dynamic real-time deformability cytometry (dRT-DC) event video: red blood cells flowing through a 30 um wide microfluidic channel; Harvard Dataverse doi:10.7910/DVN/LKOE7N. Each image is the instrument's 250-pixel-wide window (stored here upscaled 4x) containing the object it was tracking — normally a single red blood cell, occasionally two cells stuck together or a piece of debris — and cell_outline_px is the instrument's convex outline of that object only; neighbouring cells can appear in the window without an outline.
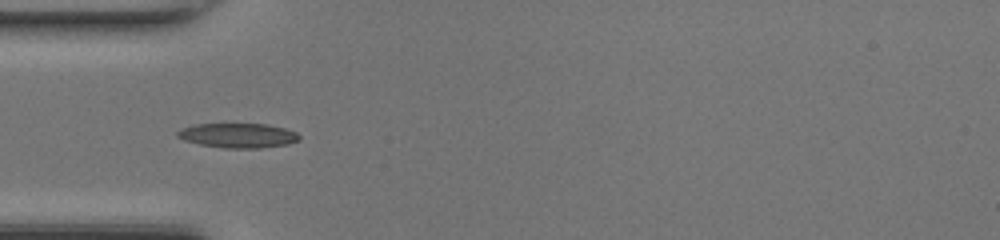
{"species": "common noctule bat (a hibernating species)", "species_latin": "Nyctalus noctula", "temperature_condition": "room temperature", "stored_images_in_passage": 35, "camera_frame_rate_fps": 3000, "um_per_image_px": 0.085, "animal": {"sex": "female", "body_mass_g": 17.0, "forearm_length_mm": 48.0}, "frame": {"image": 1, "passage_image": 3, "time_ms": 0.667, "image_size_px": [1000, 240], "cell_outline_px": [[300, 140], [288, 144], [260, 148], [224, 148], [200, 144], [184, 140], [176, 136], [176, 132], [184, 128], [196, 124], [268, 124], [284, 128], [296, 132], [300, 136]], "centroid_in_image_um": [20.26, 11.52], "position_along_channel_um": 64.7, "area_um2": 17.4}}
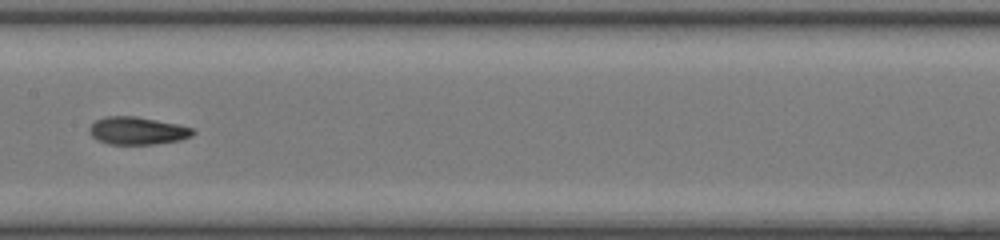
{"frame": {"image": 2, "passage_image": 12, "time_ms": 3.667, "image_size_px": [1000, 240], "cell_outline_px": [[196, 132], [192, 136], [180, 140], [152, 144], [108, 144], [96, 140], [88, 132], [88, 128], [96, 120], [104, 116], [136, 116], [176, 124], [192, 128]], "centroid_in_image_um": [11.64, 11.11], "position_along_channel_um": 195.8, "area_um2": 16.7}}
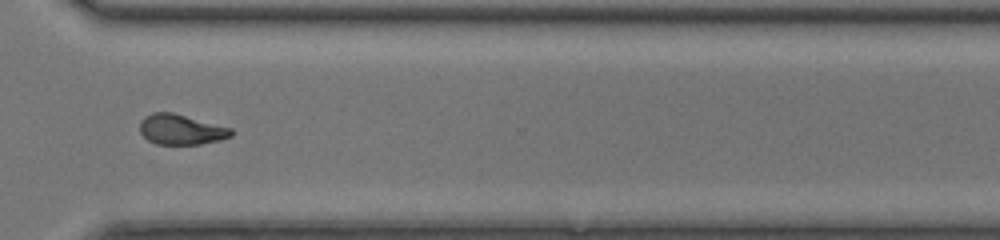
{"frame": {"image": 3, "passage_image": 23, "time_ms": 7.333, "image_size_px": [1000, 240], "cell_outline_px": [[232, 136], [220, 140], [200, 144], [156, 144], [148, 140], [140, 132], [140, 120], [144, 116], [152, 112], [172, 112], [232, 128]], "centroid_in_image_um": [15.37, 11.0], "position_along_channel_um": 355.2, "area_um2": 16.13}, "authors_computed_cell_mechanics": {"area_um2": 16.3574, "velocity_mm_per_s": 4.3563, "shape_relaxation_time_tau1_ms": null, "shape_relaxation_time_tau2_ms": 2.7535, "deformation_change_tau1": null, "deformation_change_tau2": 0.089}}